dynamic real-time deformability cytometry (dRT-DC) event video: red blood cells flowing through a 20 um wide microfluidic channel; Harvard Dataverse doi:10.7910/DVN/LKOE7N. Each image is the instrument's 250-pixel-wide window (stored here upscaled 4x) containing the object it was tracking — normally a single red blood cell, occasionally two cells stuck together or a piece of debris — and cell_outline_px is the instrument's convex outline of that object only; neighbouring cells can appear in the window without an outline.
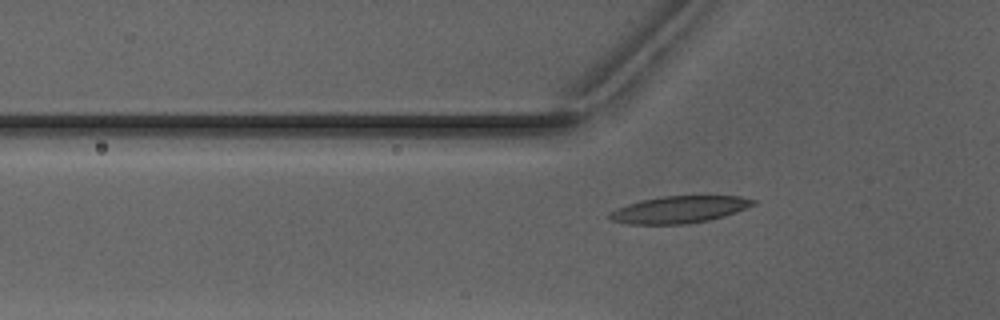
{"species": "Egyptian fruit bat (a non-hibernating species)", "species_latin": "Rousettus aegyptiacus", "temperature_condition": "warm", "stored_images_in_passage": 48, "camera_frame_rate_fps": 3000, "um_per_image_px": 0.085, "animal": {"sex": "male"}, "frame": {"image": 1, "passage_image": 19, "time_ms": 6.0, "image_size_px": [1000, 320], "cell_outline_px": [[756, 204], [724, 216], [708, 220], [684, 224], [628, 224], [612, 220], [608, 216], [608, 212], [616, 208], [640, 200], [664, 196], [740, 196], [756, 200]], "centroid_in_image_um": [57.71, 17.81], "position_along_channel_um": 68.1, "area_um2": 22.48}}
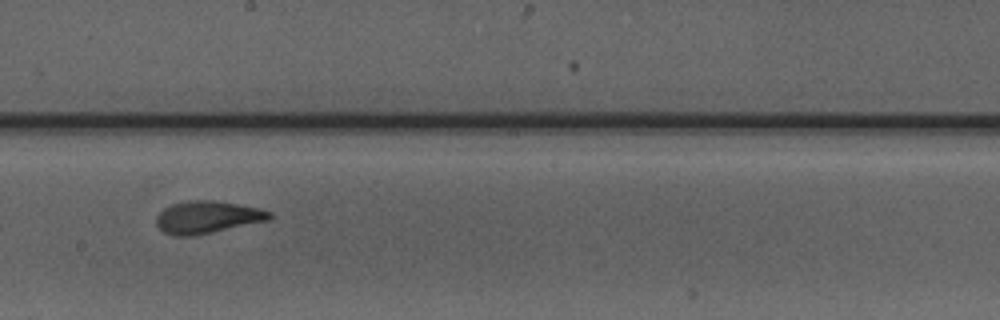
{"frame": {"image": 2, "passage_image": 31, "time_ms": 10.0, "image_size_px": [1000, 320], "cell_outline_px": [[272, 216], [268, 220], [212, 232], [192, 236], [176, 236], [164, 232], [156, 224], [156, 216], [164, 208], [172, 204], [188, 200], [212, 200], [260, 208], [272, 212]], "centroid_in_image_um": [17.6, 18.45], "position_along_channel_um": 230.6, "area_um2": 21.15}}
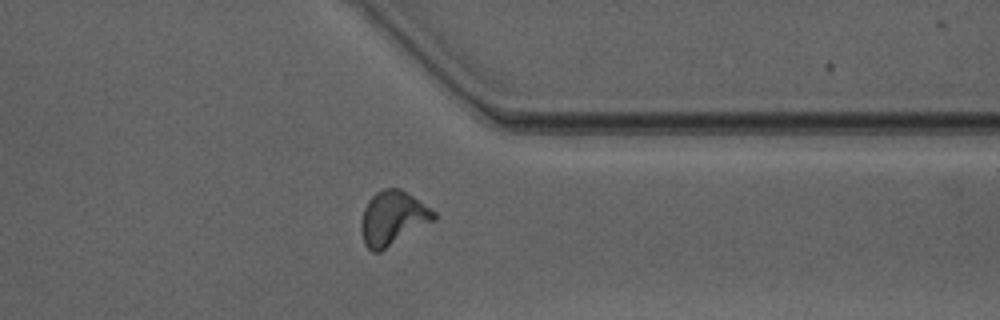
{"frame": {"image": 3, "passage_image": 42, "time_ms": 13.667, "image_size_px": [1000, 320], "cell_outline_px": [[436, 220], [380, 252], [372, 252], [364, 244], [360, 228], [360, 224], [364, 208], [368, 200], [376, 192], [384, 188], [400, 188], [408, 192], [436, 212]], "centroid_in_image_um": [33.39, 18.54], "position_along_channel_um": 378.0, "area_um2": 23.18}, "authors_computed_cell_mechanics": {"area_um2": 21.3571, "velocity_mm_per_s": 4.099, "shape_relaxation_time_tau1_ms": 4.5195, "shape_relaxation_time_tau2_ms": 1.3228, "deformation_change_tau1": 0.2089, "deformation_change_tau2": 0.0951}}